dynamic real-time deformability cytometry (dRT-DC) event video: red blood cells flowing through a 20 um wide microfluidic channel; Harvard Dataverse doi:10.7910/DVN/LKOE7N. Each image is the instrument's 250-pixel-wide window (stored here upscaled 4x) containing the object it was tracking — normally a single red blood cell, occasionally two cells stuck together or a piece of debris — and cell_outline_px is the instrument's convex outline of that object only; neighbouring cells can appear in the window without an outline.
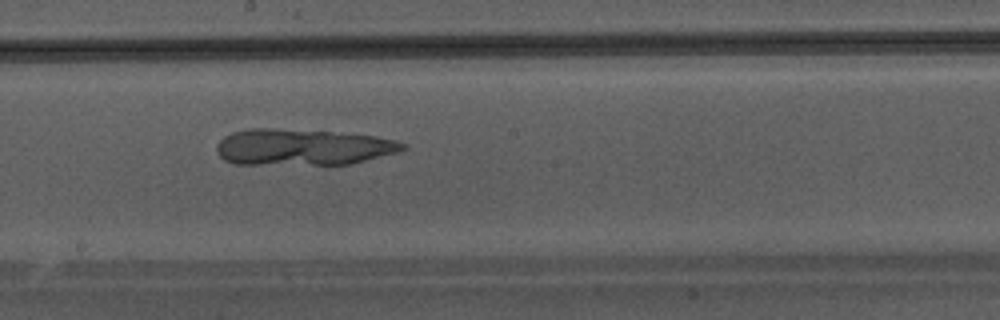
{"species": "Egyptian fruit bat (a non-hibernating species)", "species_latin": "Rousettus aegyptiacus", "temperature_condition": "warm", "stored_images_in_passage": 48, "camera_frame_rate_fps": 3000, "um_per_image_px": 0.085, "animal": {"sex": "male"}, "frame": {"image": 1, "passage_image": 28, "time_ms": 9.0, "image_size_px": [1000, 320], "cell_outline_px": [[408, 148], [396, 152], [348, 164], [236, 164], [224, 160], [216, 152], [216, 144], [224, 136], [232, 132], [248, 128], [268, 128], [332, 132], [376, 136], [396, 140], [408, 144]], "centroid_in_image_um": [25.69, 12.5], "position_along_channel_um": 222.5, "area_um2": 39.25}}